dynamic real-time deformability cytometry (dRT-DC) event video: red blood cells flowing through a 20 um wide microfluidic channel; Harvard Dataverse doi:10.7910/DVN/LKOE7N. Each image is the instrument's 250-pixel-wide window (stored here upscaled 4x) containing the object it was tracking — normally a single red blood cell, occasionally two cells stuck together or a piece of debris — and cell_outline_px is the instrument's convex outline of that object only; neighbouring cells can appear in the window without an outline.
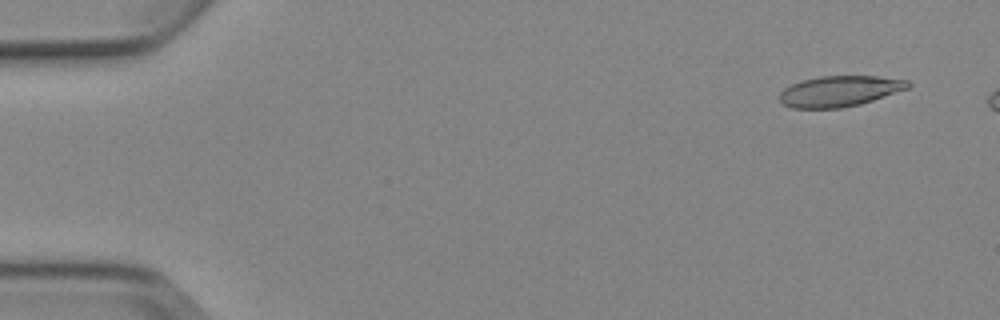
{"species": "Egyptian fruit bat (a non-hibernating species)", "species_latin": "Rousettus aegyptiacus", "temperature_condition": "cold", "stored_images_in_passage": 5, "camera_frame_rate_fps": 3000, "um_per_image_px": 0.085, "animal": {"sex": "female"}, "frame": {"image": 1, "passage_image": 1, "time_ms": 0.0, "image_size_px": [1000, 320], "cell_outline_px": [[912, 84], [908, 88], [860, 104], [840, 108], [792, 108], [784, 104], [780, 100], [780, 92], [784, 88], [792, 84], [804, 80], [820, 76], [876, 76], [908, 80]], "centroid_in_image_um": [71.36, 7.74], "position_along_channel_um": 13.6, "area_um2": 22.77}}